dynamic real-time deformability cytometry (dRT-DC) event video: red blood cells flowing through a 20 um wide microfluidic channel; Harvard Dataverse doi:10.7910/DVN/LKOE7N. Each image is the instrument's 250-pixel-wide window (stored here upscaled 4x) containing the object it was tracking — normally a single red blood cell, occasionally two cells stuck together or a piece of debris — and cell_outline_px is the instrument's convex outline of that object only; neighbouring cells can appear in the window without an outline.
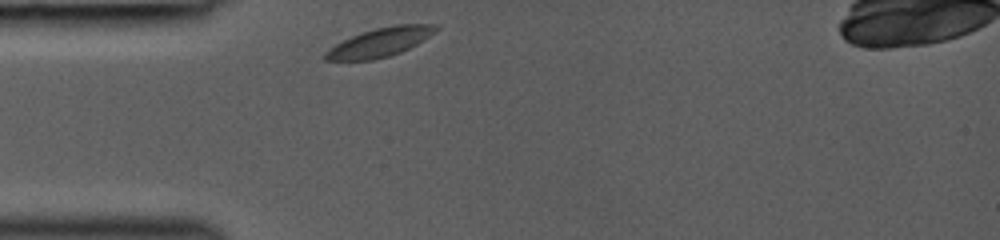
{"species": "common noctule bat (a hibernating species)", "species_latin": "Nyctalus noctula", "temperature_condition": "room temperature", "stored_images_in_passage": 27, "camera_frame_rate_fps": 3000, "um_per_image_px": 0.085, "animal": {"sex": "female", "body_mass_g": 19.0, "forearm_length_mm": 53.3}, "frame": {"image": 1, "passage_image": 1, "time_ms": 0.0, "image_size_px": [1000, 240], "cell_outline_px": [[440, 28], [416, 44], [400, 52], [388, 56], [372, 60], [324, 60], [324, 52], [328, 48], [352, 36], [376, 28], [396, 24], [436, 24]], "centroid_in_image_um": [32.29, 3.59], "position_along_channel_um": 52.7, "area_um2": 18.26}}
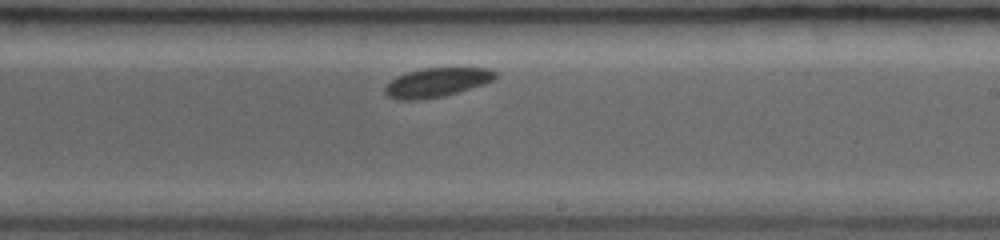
{"frame": {"image": 2, "passage_image": 16, "time_ms": 5.0, "image_size_px": [1000, 240], "cell_outline_px": [[496, 76], [492, 80], [484, 84], [444, 96], [420, 100], [400, 100], [388, 96], [384, 92], [384, 88], [396, 76], [408, 72], [424, 68], [488, 68], [496, 72]], "centroid_in_image_um": [37.1, 7.01], "position_along_channel_um": 251.9, "area_um2": 18.55}}
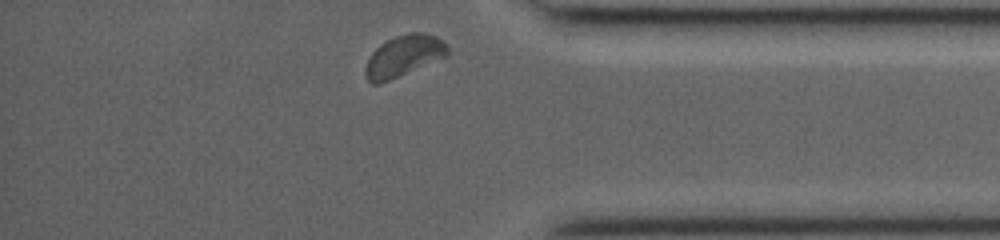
{"frame": {"image": 3, "passage_image": 27, "time_ms": 8.667, "image_size_px": [1000, 240], "cell_outline_px": [[448, 56], [380, 84], [372, 84], [364, 76], [364, 68], [372, 52], [380, 44], [396, 36], [408, 32], [424, 32], [436, 36], [448, 48]], "centroid_in_image_um": [34.29, 4.76], "position_along_channel_um": 400.9, "area_um2": 19.77}}